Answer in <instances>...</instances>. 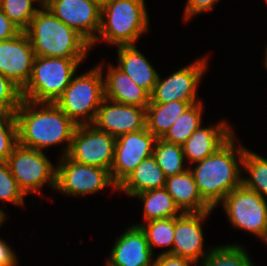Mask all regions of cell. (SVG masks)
Listing matches in <instances>:
<instances>
[{"mask_svg": "<svg viewBox=\"0 0 267 266\" xmlns=\"http://www.w3.org/2000/svg\"><path fill=\"white\" fill-rule=\"evenodd\" d=\"M21 101V89L0 73V112L15 114Z\"/></svg>", "mask_w": 267, "mask_h": 266, "instance_id": "obj_33", "label": "cell"}, {"mask_svg": "<svg viewBox=\"0 0 267 266\" xmlns=\"http://www.w3.org/2000/svg\"><path fill=\"white\" fill-rule=\"evenodd\" d=\"M56 174V189L66 195L83 196L99 192L110 186L117 191L109 170L77 163L67 156L59 159Z\"/></svg>", "mask_w": 267, "mask_h": 266, "instance_id": "obj_10", "label": "cell"}, {"mask_svg": "<svg viewBox=\"0 0 267 266\" xmlns=\"http://www.w3.org/2000/svg\"><path fill=\"white\" fill-rule=\"evenodd\" d=\"M102 65L73 76L69 86L54 102L76 125L92 124L105 99Z\"/></svg>", "mask_w": 267, "mask_h": 266, "instance_id": "obj_6", "label": "cell"}, {"mask_svg": "<svg viewBox=\"0 0 267 266\" xmlns=\"http://www.w3.org/2000/svg\"><path fill=\"white\" fill-rule=\"evenodd\" d=\"M153 156L166 177L183 173L189 169V167L183 168L185 160L183 147L178 144L168 143L162 138L156 139Z\"/></svg>", "mask_w": 267, "mask_h": 266, "instance_id": "obj_26", "label": "cell"}, {"mask_svg": "<svg viewBox=\"0 0 267 266\" xmlns=\"http://www.w3.org/2000/svg\"><path fill=\"white\" fill-rule=\"evenodd\" d=\"M117 52L119 62L117 67L151 95L159 74L150 62L135 45L118 46Z\"/></svg>", "mask_w": 267, "mask_h": 266, "instance_id": "obj_20", "label": "cell"}, {"mask_svg": "<svg viewBox=\"0 0 267 266\" xmlns=\"http://www.w3.org/2000/svg\"><path fill=\"white\" fill-rule=\"evenodd\" d=\"M261 240H263L264 242L267 243V226H266L265 233H264L263 237L261 238Z\"/></svg>", "mask_w": 267, "mask_h": 266, "instance_id": "obj_40", "label": "cell"}, {"mask_svg": "<svg viewBox=\"0 0 267 266\" xmlns=\"http://www.w3.org/2000/svg\"><path fill=\"white\" fill-rule=\"evenodd\" d=\"M21 31L0 8V42L18 35Z\"/></svg>", "mask_w": 267, "mask_h": 266, "instance_id": "obj_36", "label": "cell"}, {"mask_svg": "<svg viewBox=\"0 0 267 266\" xmlns=\"http://www.w3.org/2000/svg\"><path fill=\"white\" fill-rule=\"evenodd\" d=\"M207 60V57L195 60L165 79H161L159 75L150 95V103H168L177 100L200 101L196 97V89L208 67Z\"/></svg>", "mask_w": 267, "mask_h": 266, "instance_id": "obj_12", "label": "cell"}, {"mask_svg": "<svg viewBox=\"0 0 267 266\" xmlns=\"http://www.w3.org/2000/svg\"><path fill=\"white\" fill-rule=\"evenodd\" d=\"M166 176L153 155L145 158L134 171L117 187L129 196L151 189L165 188Z\"/></svg>", "mask_w": 267, "mask_h": 266, "instance_id": "obj_22", "label": "cell"}, {"mask_svg": "<svg viewBox=\"0 0 267 266\" xmlns=\"http://www.w3.org/2000/svg\"><path fill=\"white\" fill-rule=\"evenodd\" d=\"M106 266H153V253L145 232L132 225L118 237Z\"/></svg>", "mask_w": 267, "mask_h": 266, "instance_id": "obj_17", "label": "cell"}, {"mask_svg": "<svg viewBox=\"0 0 267 266\" xmlns=\"http://www.w3.org/2000/svg\"><path fill=\"white\" fill-rule=\"evenodd\" d=\"M26 195L19 188L17 181L11 174L6 161H0V200L10 202L14 205L24 204ZM6 213L0 208V215L6 219Z\"/></svg>", "mask_w": 267, "mask_h": 266, "instance_id": "obj_31", "label": "cell"}, {"mask_svg": "<svg viewBox=\"0 0 267 266\" xmlns=\"http://www.w3.org/2000/svg\"><path fill=\"white\" fill-rule=\"evenodd\" d=\"M18 144L15 114L0 112V161H6Z\"/></svg>", "mask_w": 267, "mask_h": 266, "instance_id": "obj_32", "label": "cell"}, {"mask_svg": "<svg viewBox=\"0 0 267 266\" xmlns=\"http://www.w3.org/2000/svg\"><path fill=\"white\" fill-rule=\"evenodd\" d=\"M135 197L144 202L146 222L177 217L183 213L165 188L144 191L136 194Z\"/></svg>", "mask_w": 267, "mask_h": 266, "instance_id": "obj_24", "label": "cell"}, {"mask_svg": "<svg viewBox=\"0 0 267 266\" xmlns=\"http://www.w3.org/2000/svg\"><path fill=\"white\" fill-rule=\"evenodd\" d=\"M242 168L250 175L249 178L242 177V184L265 199L267 196V159L245 149Z\"/></svg>", "mask_w": 267, "mask_h": 266, "instance_id": "obj_27", "label": "cell"}, {"mask_svg": "<svg viewBox=\"0 0 267 266\" xmlns=\"http://www.w3.org/2000/svg\"><path fill=\"white\" fill-rule=\"evenodd\" d=\"M35 2H39L40 6H42V8H45L47 7L51 2L52 0H34Z\"/></svg>", "mask_w": 267, "mask_h": 266, "instance_id": "obj_38", "label": "cell"}, {"mask_svg": "<svg viewBox=\"0 0 267 266\" xmlns=\"http://www.w3.org/2000/svg\"><path fill=\"white\" fill-rule=\"evenodd\" d=\"M200 101H172L149 103L146 108V129L156 138H162L174 122L192 105Z\"/></svg>", "mask_w": 267, "mask_h": 266, "instance_id": "obj_23", "label": "cell"}, {"mask_svg": "<svg viewBox=\"0 0 267 266\" xmlns=\"http://www.w3.org/2000/svg\"><path fill=\"white\" fill-rule=\"evenodd\" d=\"M35 53L26 32L0 42V73L22 89L28 82Z\"/></svg>", "mask_w": 267, "mask_h": 266, "instance_id": "obj_14", "label": "cell"}, {"mask_svg": "<svg viewBox=\"0 0 267 266\" xmlns=\"http://www.w3.org/2000/svg\"><path fill=\"white\" fill-rule=\"evenodd\" d=\"M235 228L246 230L260 239L267 226V201L256 191L241 184L221 202Z\"/></svg>", "mask_w": 267, "mask_h": 266, "instance_id": "obj_8", "label": "cell"}, {"mask_svg": "<svg viewBox=\"0 0 267 266\" xmlns=\"http://www.w3.org/2000/svg\"><path fill=\"white\" fill-rule=\"evenodd\" d=\"M25 32L39 57L85 58L91 49L82 35L56 18L47 7L37 11Z\"/></svg>", "mask_w": 267, "mask_h": 266, "instance_id": "obj_3", "label": "cell"}, {"mask_svg": "<svg viewBox=\"0 0 267 266\" xmlns=\"http://www.w3.org/2000/svg\"><path fill=\"white\" fill-rule=\"evenodd\" d=\"M225 122L220 121L214 127L201 125L194 131L182 145L184 156L189 163H197L209 157L234 135V130Z\"/></svg>", "mask_w": 267, "mask_h": 266, "instance_id": "obj_18", "label": "cell"}, {"mask_svg": "<svg viewBox=\"0 0 267 266\" xmlns=\"http://www.w3.org/2000/svg\"><path fill=\"white\" fill-rule=\"evenodd\" d=\"M15 118L18 144L43 151L66 143L62 153L66 156L77 125L55 103L22 99Z\"/></svg>", "mask_w": 267, "mask_h": 266, "instance_id": "obj_1", "label": "cell"}, {"mask_svg": "<svg viewBox=\"0 0 267 266\" xmlns=\"http://www.w3.org/2000/svg\"><path fill=\"white\" fill-rule=\"evenodd\" d=\"M144 1L110 0L101 7L100 29L91 47L99 40H105L117 47L136 44L140 36L149 28Z\"/></svg>", "mask_w": 267, "mask_h": 266, "instance_id": "obj_4", "label": "cell"}, {"mask_svg": "<svg viewBox=\"0 0 267 266\" xmlns=\"http://www.w3.org/2000/svg\"><path fill=\"white\" fill-rule=\"evenodd\" d=\"M248 252L238 244L212 248L201 266H254Z\"/></svg>", "mask_w": 267, "mask_h": 266, "instance_id": "obj_29", "label": "cell"}, {"mask_svg": "<svg viewBox=\"0 0 267 266\" xmlns=\"http://www.w3.org/2000/svg\"><path fill=\"white\" fill-rule=\"evenodd\" d=\"M145 232L149 247L153 253V246L169 247L160 254L172 252L175 231V217L148 221L147 224H137Z\"/></svg>", "mask_w": 267, "mask_h": 266, "instance_id": "obj_28", "label": "cell"}, {"mask_svg": "<svg viewBox=\"0 0 267 266\" xmlns=\"http://www.w3.org/2000/svg\"><path fill=\"white\" fill-rule=\"evenodd\" d=\"M165 189L183 212H207L213 209L202 199L190 169L166 178Z\"/></svg>", "mask_w": 267, "mask_h": 266, "instance_id": "obj_21", "label": "cell"}, {"mask_svg": "<svg viewBox=\"0 0 267 266\" xmlns=\"http://www.w3.org/2000/svg\"><path fill=\"white\" fill-rule=\"evenodd\" d=\"M264 65L267 69V46H266V49H265V60H264Z\"/></svg>", "mask_w": 267, "mask_h": 266, "instance_id": "obj_41", "label": "cell"}, {"mask_svg": "<svg viewBox=\"0 0 267 266\" xmlns=\"http://www.w3.org/2000/svg\"><path fill=\"white\" fill-rule=\"evenodd\" d=\"M3 221H5V219L0 215V226L3 223Z\"/></svg>", "mask_w": 267, "mask_h": 266, "instance_id": "obj_42", "label": "cell"}, {"mask_svg": "<svg viewBox=\"0 0 267 266\" xmlns=\"http://www.w3.org/2000/svg\"><path fill=\"white\" fill-rule=\"evenodd\" d=\"M156 139L146 128L116 138L110 174L117 187L145 158L153 155Z\"/></svg>", "mask_w": 267, "mask_h": 266, "instance_id": "obj_11", "label": "cell"}, {"mask_svg": "<svg viewBox=\"0 0 267 266\" xmlns=\"http://www.w3.org/2000/svg\"><path fill=\"white\" fill-rule=\"evenodd\" d=\"M202 101L192 104L165 133L162 139L168 143L183 145L187 139L201 126Z\"/></svg>", "mask_w": 267, "mask_h": 266, "instance_id": "obj_25", "label": "cell"}, {"mask_svg": "<svg viewBox=\"0 0 267 266\" xmlns=\"http://www.w3.org/2000/svg\"><path fill=\"white\" fill-rule=\"evenodd\" d=\"M52 14L92 44L100 29L101 7L93 0H52Z\"/></svg>", "mask_w": 267, "mask_h": 266, "instance_id": "obj_13", "label": "cell"}, {"mask_svg": "<svg viewBox=\"0 0 267 266\" xmlns=\"http://www.w3.org/2000/svg\"><path fill=\"white\" fill-rule=\"evenodd\" d=\"M116 138L93 124L77 125L66 156L80 164L111 170Z\"/></svg>", "mask_w": 267, "mask_h": 266, "instance_id": "obj_9", "label": "cell"}, {"mask_svg": "<svg viewBox=\"0 0 267 266\" xmlns=\"http://www.w3.org/2000/svg\"><path fill=\"white\" fill-rule=\"evenodd\" d=\"M92 124L117 138L146 128V108L120 104L105 98Z\"/></svg>", "mask_w": 267, "mask_h": 266, "instance_id": "obj_15", "label": "cell"}, {"mask_svg": "<svg viewBox=\"0 0 267 266\" xmlns=\"http://www.w3.org/2000/svg\"><path fill=\"white\" fill-rule=\"evenodd\" d=\"M6 162L26 196L29 193L40 194V188L46 183L56 189L57 167L53 166L43 151L17 144Z\"/></svg>", "mask_w": 267, "mask_h": 266, "instance_id": "obj_7", "label": "cell"}, {"mask_svg": "<svg viewBox=\"0 0 267 266\" xmlns=\"http://www.w3.org/2000/svg\"><path fill=\"white\" fill-rule=\"evenodd\" d=\"M34 3V0H2L0 8L20 31L25 32L39 10Z\"/></svg>", "mask_w": 267, "mask_h": 266, "instance_id": "obj_30", "label": "cell"}, {"mask_svg": "<svg viewBox=\"0 0 267 266\" xmlns=\"http://www.w3.org/2000/svg\"><path fill=\"white\" fill-rule=\"evenodd\" d=\"M104 78L105 98L120 104L147 108L150 94L135 84L131 78L117 66L108 65Z\"/></svg>", "mask_w": 267, "mask_h": 266, "instance_id": "obj_19", "label": "cell"}, {"mask_svg": "<svg viewBox=\"0 0 267 266\" xmlns=\"http://www.w3.org/2000/svg\"><path fill=\"white\" fill-rule=\"evenodd\" d=\"M11 247L2 239H0V265L16 266L18 264L16 254Z\"/></svg>", "mask_w": 267, "mask_h": 266, "instance_id": "obj_37", "label": "cell"}, {"mask_svg": "<svg viewBox=\"0 0 267 266\" xmlns=\"http://www.w3.org/2000/svg\"><path fill=\"white\" fill-rule=\"evenodd\" d=\"M84 59L36 56L30 78L21 89L22 99L54 103L69 86Z\"/></svg>", "mask_w": 267, "mask_h": 266, "instance_id": "obj_5", "label": "cell"}, {"mask_svg": "<svg viewBox=\"0 0 267 266\" xmlns=\"http://www.w3.org/2000/svg\"><path fill=\"white\" fill-rule=\"evenodd\" d=\"M99 7L105 6L110 0H93Z\"/></svg>", "mask_w": 267, "mask_h": 266, "instance_id": "obj_39", "label": "cell"}, {"mask_svg": "<svg viewBox=\"0 0 267 266\" xmlns=\"http://www.w3.org/2000/svg\"><path fill=\"white\" fill-rule=\"evenodd\" d=\"M153 262V266H190L199 264L194 260L171 254H159Z\"/></svg>", "mask_w": 267, "mask_h": 266, "instance_id": "obj_35", "label": "cell"}, {"mask_svg": "<svg viewBox=\"0 0 267 266\" xmlns=\"http://www.w3.org/2000/svg\"><path fill=\"white\" fill-rule=\"evenodd\" d=\"M211 212H186L175 217L171 255L188 258L197 263L201 260V264L203 263L211 249L208 252L203 249L204 238L201 223Z\"/></svg>", "mask_w": 267, "mask_h": 266, "instance_id": "obj_16", "label": "cell"}, {"mask_svg": "<svg viewBox=\"0 0 267 266\" xmlns=\"http://www.w3.org/2000/svg\"><path fill=\"white\" fill-rule=\"evenodd\" d=\"M234 138L233 135L215 153L193 168L189 167L200 196L213 210L242 184L241 168L246 148L236 147Z\"/></svg>", "mask_w": 267, "mask_h": 266, "instance_id": "obj_2", "label": "cell"}, {"mask_svg": "<svg viewBox=\"0 0 267 266\" xmlns=\"http://www.w3.org/2000/svg\"><path fill=\"white\" fill-rule=\"evenodd\" d=\"M218 0H187L185 12L183 15L184 21L190 19V17L201 14L207 10H212L214 4Z\"/></svg>", "mask_w": 267, "mask_h": 266, "instance_id": "obj_34", "label": "cell"}]
</instances>
